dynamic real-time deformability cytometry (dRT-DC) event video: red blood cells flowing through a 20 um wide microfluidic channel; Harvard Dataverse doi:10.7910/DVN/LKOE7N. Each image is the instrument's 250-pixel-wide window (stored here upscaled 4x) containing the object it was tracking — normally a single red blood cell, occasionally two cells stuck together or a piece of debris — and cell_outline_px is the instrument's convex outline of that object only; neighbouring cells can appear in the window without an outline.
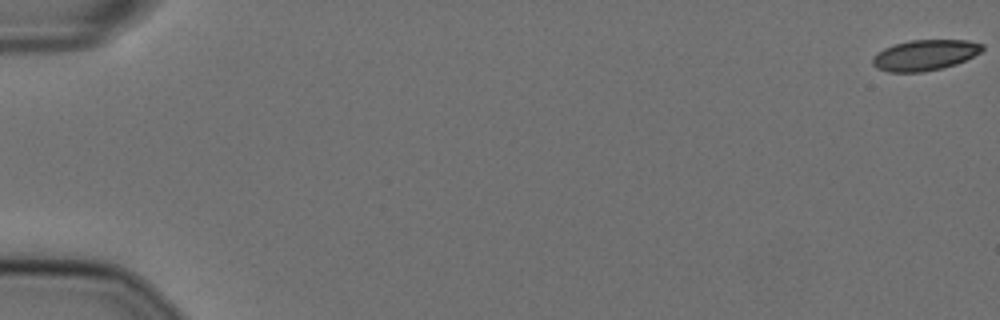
{"species": "Egyptian fruit bat (a non-hibernating species)", "species_latin": "Rousettus aegyptiacus", "temperature_condition": "cold", "stored_images_in_passage": 58, "camera_frame_rate_fps": 3000, "um_per_image_px": 0.085, "animal": {"sex": "female"}, "frame": {"image": 1, "passage_image": 1, "time_ms": 0.0, "image_size_px": [1000, 320], "cell_outline_px": [[984, 48], [980, 52], [956, 64], [924, 72], [888, 72], [876, 68], [872, 64], [872, 56], [884, 48], [908, 40], [968, 40], [984, 44]], "centroid_in_image_um": [78.59, 4.68], "position_along_channel_um": 6.4, "area_um2": 19.59}}
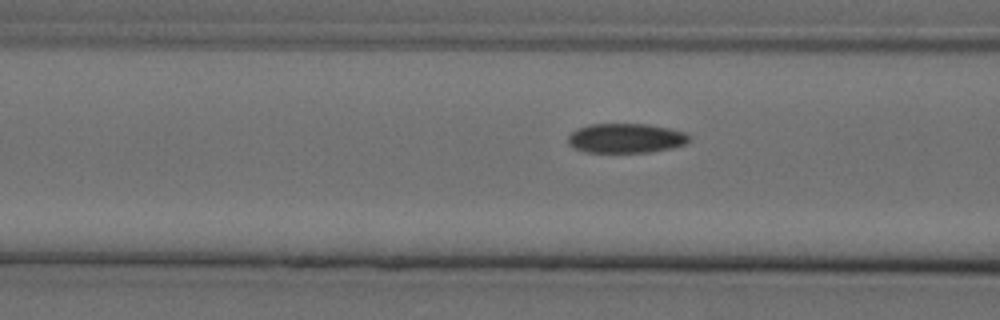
{"frame": {"image": 2, "passage_image": 24, "time_ms": 7.667, "image_size_px": [1000, 320], "cell_outline_px": [[692, 136], [684, 144], [672, 148], [648, 152], [584, 152], [568, 144], [568, 136], [576, 128], [588, 124], [648, 124], [668, 128], [684, 132]], "centroid_in_image_um": [53.18, 11.74], "position_along_channel_um": 113.4, "area_um2": 20.87}}
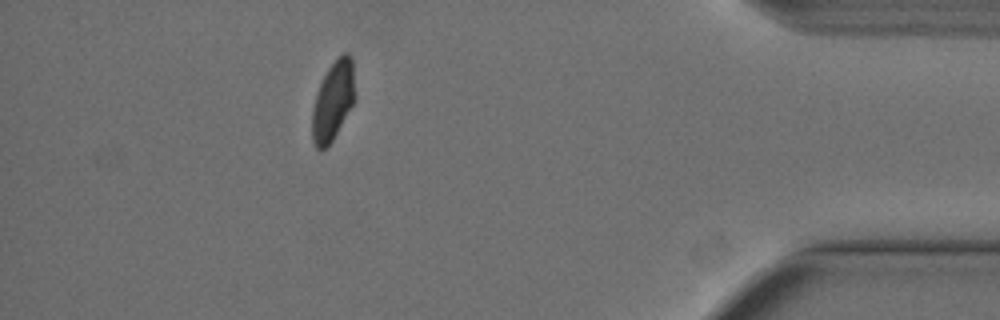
{"frame": {"image": 3, "passage_image": 52, "time_ms": 17.0, "image_size_px": [1000, 320], "cell_outline_px": [[356, 100], [328, 148], [320, 152], [316, 148], [312, 140], [312, 108], [316, 92], [328, 68], [336, 56], [344, 52], [348, 52], [352, 56], [356, 96]], "centroid_in_image_um": [28.32, 8.57], "position_along_channel_um": 406.9, "area_um2": 20.46}, "authors_computed_cell_mechanics": {"area_um2": 21.0681, "velocity_mm_per_s": 3.6108, "shape_relaxation_time_tau1_ms": null, "shape_relaxation_time_tau2_ms": 6.0453, "deformation_change_tau1": null, "deformation_change_tau2": 0.0788}}